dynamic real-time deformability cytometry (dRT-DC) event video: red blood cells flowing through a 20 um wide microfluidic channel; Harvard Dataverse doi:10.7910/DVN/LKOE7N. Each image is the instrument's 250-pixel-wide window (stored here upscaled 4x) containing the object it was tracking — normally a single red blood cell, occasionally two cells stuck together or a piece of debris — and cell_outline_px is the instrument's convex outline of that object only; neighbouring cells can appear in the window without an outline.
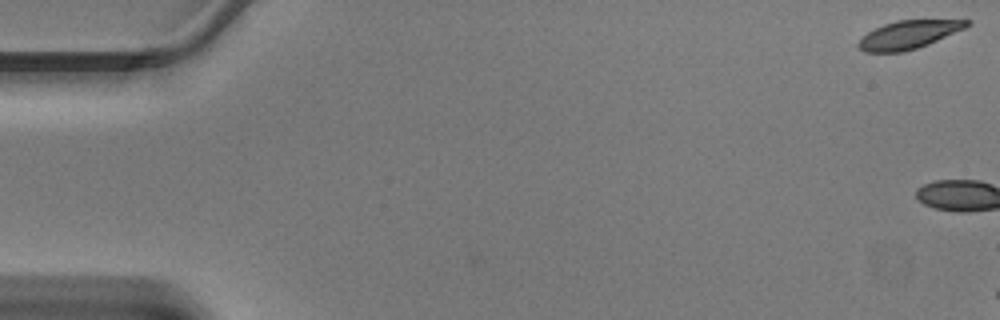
{"species": "Egyptian fruit bat (a non-hibernating species)", "species_latin": "Rousettus aegyptiacus", "temperature_condition": "warm", "stored_images_in_passage": 2, "camera_frame_rate_fps": 3000, "um_per_image_px": 0.085, "animal": {"sex": "male"}, "frame": {"image": 1, "passage_image": 2, "time_ms": 0.333, "image_size_px": [1000, 320], "cell_outline_px": [[972, 24], [964, 28], [928, 44], [916, 48], [900, 52], [864, 52], [856, 44], [868, 32], [884, 24], [896, 20], [972, 20]], "centroid_in_image_um": [77.23, 2.94], "position_along_channel_um": 7.8, "area_um2": 17.51}}